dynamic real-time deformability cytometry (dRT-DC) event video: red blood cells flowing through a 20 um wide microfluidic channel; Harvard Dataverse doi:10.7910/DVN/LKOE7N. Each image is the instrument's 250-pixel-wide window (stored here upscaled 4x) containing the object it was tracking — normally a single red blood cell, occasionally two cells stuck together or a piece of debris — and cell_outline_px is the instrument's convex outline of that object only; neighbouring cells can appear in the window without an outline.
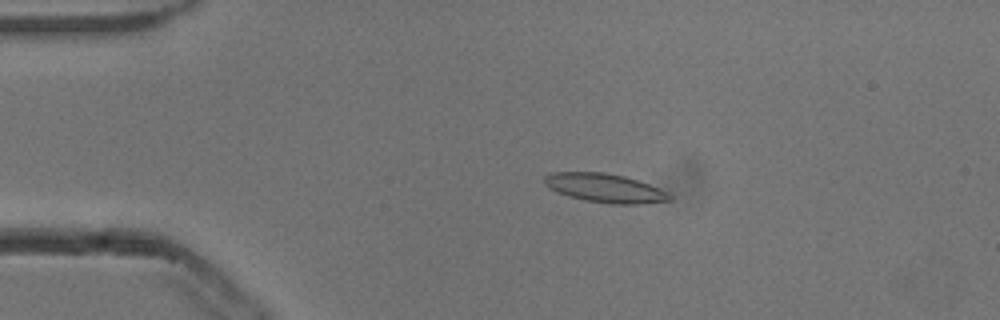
{"species": "common noctule bat (a hibernating species)", "species_latin": "Nyctalus noctula", "temperature_condition": "cold", "stored_images_in_passage": 50, "camera_frame_rate_fps": 3000, "um_per_image_px": 0.085, "animal": {"sex": "male", "body_mass_g": 13.3}, "frame": {"image": 1, "passage_image": 7, "time_ms": 2.0, "image_size_px": [1000, 320], "cell_outline_px": [[672, 200], [640, 204], [612, 204], [584, 200], [568, 196], [556, 192], [548, 188], [544, 184], [544, 176], [552, 172], [604, 172], [624, 176], [648, 184], [672, 196]], "centroid_in_image_um": [51.35, 15.98], "position_along_channel_um": 33.7, "area_um2": 20.92}}
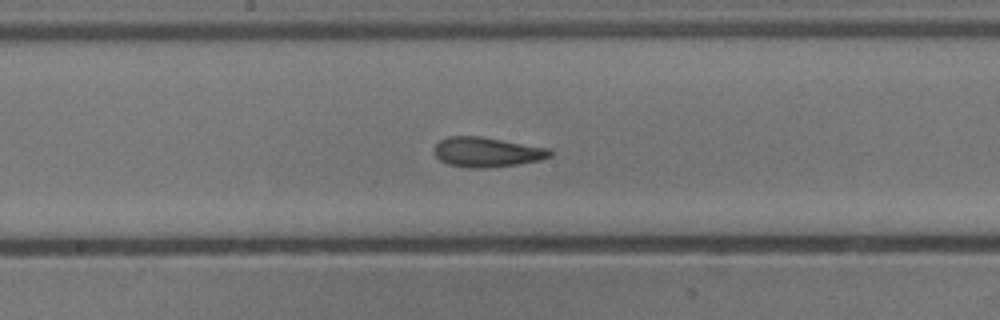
{"frame": {"image": 2, "passage_image": 24, "time_ms": 7.667, "image_size_px": [1000, 320], "cell_outline_px": [[552, 156], [540, 160], [520, 164], [484, 168], [468, 168], [448, 164], [440, 160], [432, 152], [432, 148], [440, 140], [448, 136], [480, 136], [552, 148]], "centroid_in_image_um": [41.39, 12.92], "position_along_channel_um": 206.8, "area_um2": 20.46}}
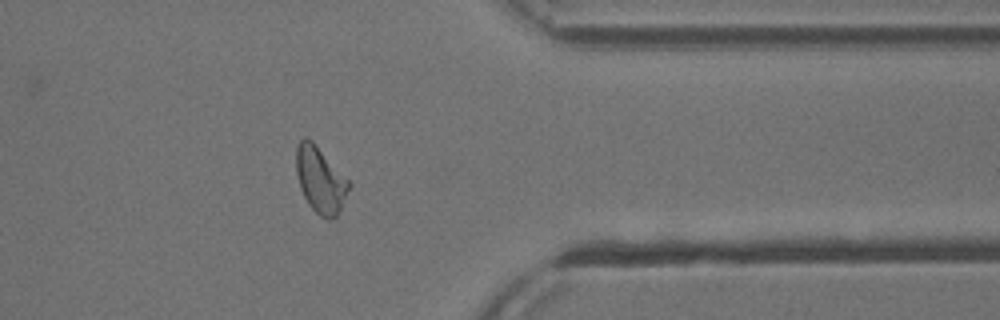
{"frame": {"image": 3, "passage_image": 39, "time_ms": 12.667, "image_size_px": [1000, 320], "cell_outline_px": [[352, 184], [336, 216], [332, 220], [328, 220], [320, 216], [308, 204], [300, 188], [296, 172], [296, 148], [300, 140], [304, 136], [308, 136], [352, 180]], "centroid_in_image_um": [27.26, 15.25], "position_along_channel_um": 384.1, "area_um2": 20.81}, "authors_computed_cell_mechanics": {"area_um2": 20.3745, "velocity_mm_per_s": 3.8202, "shape_relaxation_time_tau1_ms": 3.7778, "shape_relaxation_time_tau2_ms": 2.1676, "deformation_change_tau1": 0.1483, "deformation_change_tau2": 0.1008}}